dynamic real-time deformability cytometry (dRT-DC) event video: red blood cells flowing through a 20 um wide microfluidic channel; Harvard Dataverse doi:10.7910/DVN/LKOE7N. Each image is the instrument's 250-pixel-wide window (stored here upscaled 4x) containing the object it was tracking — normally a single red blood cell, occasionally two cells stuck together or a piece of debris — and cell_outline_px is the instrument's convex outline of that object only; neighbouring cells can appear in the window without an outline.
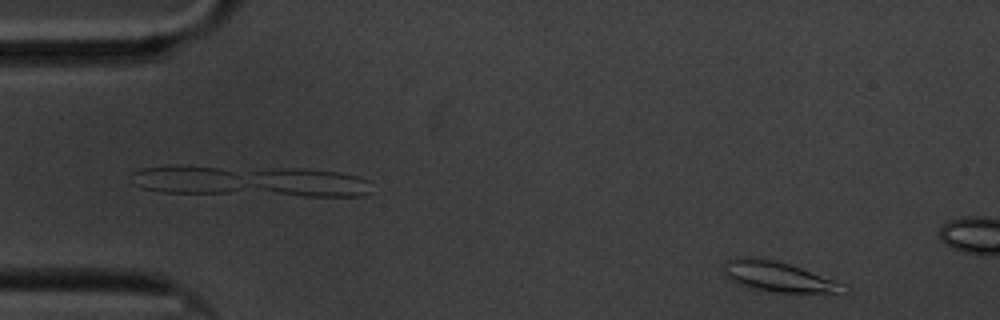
{"species": "common noctule bat (a hibernating species)", "species_latin": "Nyctalus noctula", "temperature_condition": "cold", "stored_images_in_passage": 57, "segment_of_instrument_passage": [1, 2], "camera_frame_rate_fps": 3000, "um_per_image_px": 0.085, "animal": {"sex": "male", "body_mass_g": 20.1, "forearm_length_mm": 53.5}, "frame": {"image": 1, "passage_image": 2, "time_ms": 0.333, "image_size_px": [1000, 320], "cell_outline_px": [[840, 288], [836, 292], [776, 292], [748, 288], [736, 284], [728, 280], [724, 276], [724, 264], [728, 260], [740, 256], [776, 260], [800, 268], [832, 280], [840, 284]], "centroid_in_image_um": [65.91, 23.5], "position_along_channel_um": 19.1, "area_um2": 20.29}}
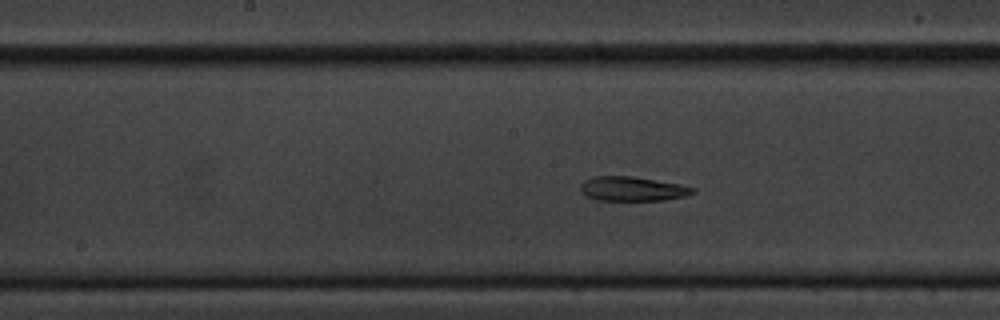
{"frame": {"image": 2, "passage_image": 26, "time_ms": 8.333, "image_size_px": [1000, 320], "cell_outline_px": [[696, 192], [684, 196], [664, 200], [596, 200], [584, 196], [580, 192], [580, 184], [584, 180], [592, 176], [632, 176], [676, 184], [696, 188]], "centroid_in_image_um": [53.67, 16.05], "position_along_channel_um": 194.5, "area_um2": 15.95}}
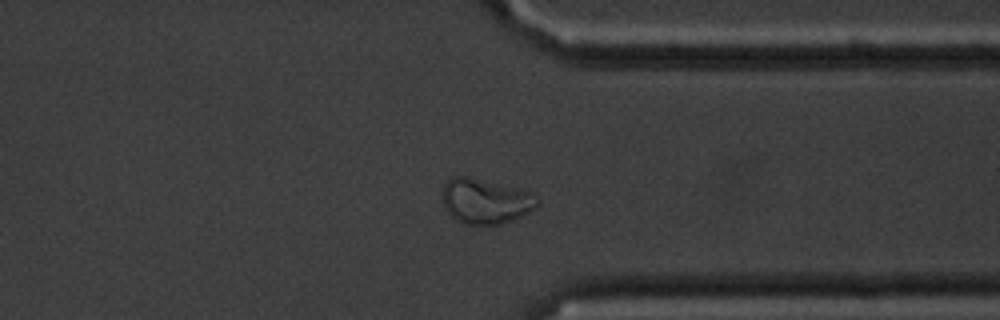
{"frame": {"image": 3, "passage_image": 42, "time_ms": 13.667, "image_size_px": [1000, 320], "cell_outline_px": [[540, 200], [536, 208], [512, 220], [500, 224], [480, 228], [464, 224], [456, 220], [444, 208], [444, 184], [452, 176], [468, 176], [532, 192]], "centroid_in_image_um": [41.27, 17.14], "position_along_channel_um": 370.1, "area_um2": 25.26}}